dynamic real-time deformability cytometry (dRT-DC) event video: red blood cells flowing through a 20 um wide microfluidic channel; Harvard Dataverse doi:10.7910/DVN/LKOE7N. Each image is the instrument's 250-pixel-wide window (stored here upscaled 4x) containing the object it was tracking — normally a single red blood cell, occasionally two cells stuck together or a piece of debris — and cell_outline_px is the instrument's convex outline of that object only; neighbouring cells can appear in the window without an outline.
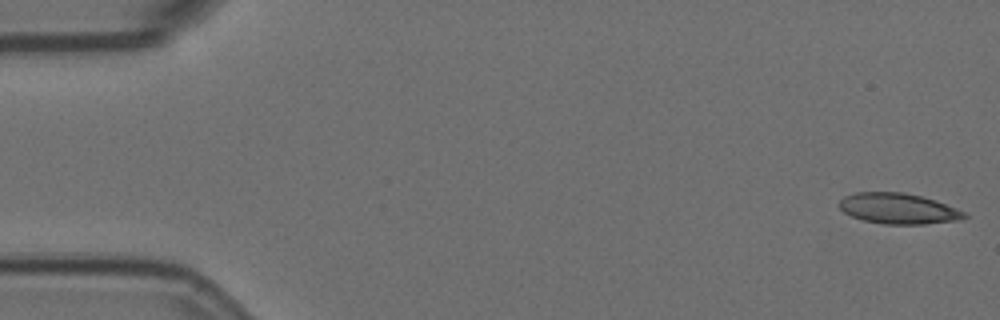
{"species": "Egyptian fruit bat (a non-hibernating species)", "species_latin": "Rousettus aegyptiacus", "temperature_condition": "room temperature", "stored_images_in_passage": 4, "camera_frame_rate_fps": 3000, "um_per_image_px": 0.085, "animal": {"sex": "female"}, "frame": {"image": 1, "passage_image": 1, "time_ms": 0.0, "image_size_px": [1000, 320], "cell_outline_px": [[968, 216], [956, 220], [924, 224], [884, 224], [864, 220], [852, 216], [844, 212], [836, 204], [844, 196], [856, 192], [904, 192], [936, 200], [956, 208], [964, 212]], "centroid_in_image_um": [76.31, 17.72], "position_along_channel_um": 8.7, "area_um2": 22.25}}